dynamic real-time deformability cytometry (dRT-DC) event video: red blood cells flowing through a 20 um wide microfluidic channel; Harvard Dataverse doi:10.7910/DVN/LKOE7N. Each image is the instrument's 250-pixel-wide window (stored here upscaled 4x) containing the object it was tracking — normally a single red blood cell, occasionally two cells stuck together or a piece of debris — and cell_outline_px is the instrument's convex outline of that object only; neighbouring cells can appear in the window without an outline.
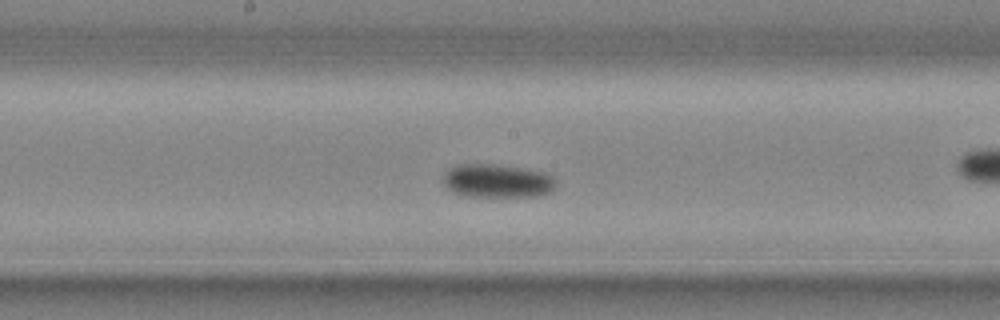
{"species": "common noctule bat (a hibernating species)", "species_latin": "Nyctalus noctula", "temperature_condition": "cold", "stored_images_in_passage": 19, "camera_frame_rate_fps": 3000, "um_per_image_px": 0.085, "animal": {"sex": "male", "body_mass_g": 20.4}, "frame": {"image": 1, "passage_image": 14, "time_ms": 4.333, "image_size_px": [1000, 320], "cell_outline_px": [[556, 184], [552, 192], [536, 196], [468, 196], [452, 192], [444, 184], [444, 172], [448, 168], [460, 164], [492, 164], [520, 168], [544, 172], [552, 176], [556, 180]], "centroid_in_image_um": [42.27, 15.37], "position_along_channel_um": 205.9, "area_um2": 21.96}}
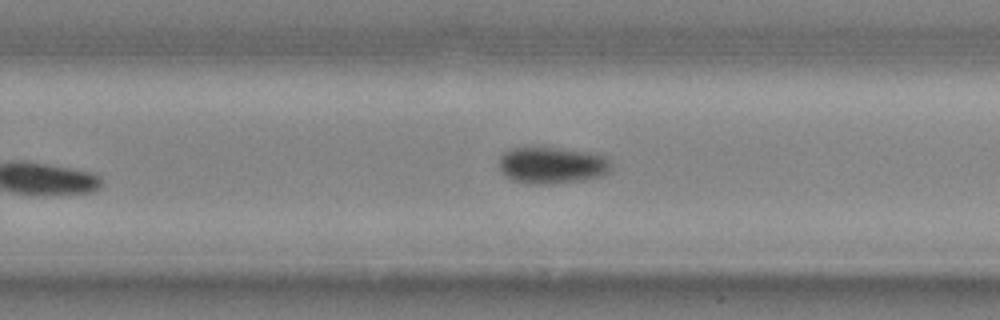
{"frame": {"image": 2, "passage_image": 19, "time_ms": 6.0, "image_size_px": [1000, 320], "cell_outline_px": [[612, 164], [608, 172], [600, 176], [588, 180], [552, 184], [532, 184], [512, 180], [504, 176], [500, 168], [500, 156], [504, 152], [512, 148], [560, 148], [596, 152], [604, 156]], "centroid_in_image_um": [46.95, 14.05], "position_along_channel_um": 282.8, "area_um2": 24.22}}